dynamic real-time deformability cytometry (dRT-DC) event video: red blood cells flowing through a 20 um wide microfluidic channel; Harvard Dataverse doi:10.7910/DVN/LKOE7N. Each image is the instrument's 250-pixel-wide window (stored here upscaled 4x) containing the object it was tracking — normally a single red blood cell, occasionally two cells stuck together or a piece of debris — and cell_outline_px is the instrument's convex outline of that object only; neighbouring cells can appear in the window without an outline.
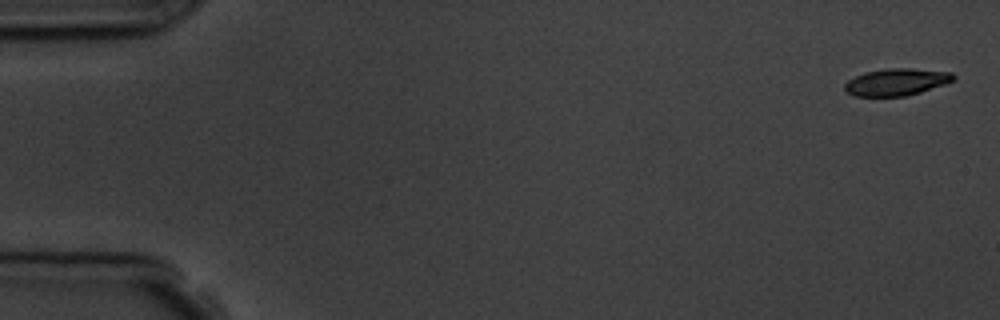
{"species": "common noctule bat (a hibernating species)", "species_latin": "Nyctalus noctula", "temperature_condition": "room temperature", "stored_images_in_passage": 5, "segment_of_instrument_passage": [2, 2], "camera_frame_rate_fps": 3000, "um_per_image_px": 0.085, "animal": {"sex": "male", "body_mass_g": 19.5, "forearm_length_mm": 54.6}, "frame": {"image": 1, "passage_image": 5, "time_ms": 5.667, "image_size_px": [1000, 320], "cell_outline_px": [[956, 76], [952, 80], [944, 84], [920, 92], [904, 96], [852, 96], [844, 88], [844, 84], [848, 80], [864, 72], [884, 68], [912, 68], [952, 72]], "centroid_in_image_um": [76.18, 6.96], "position_along_channel_um": 8.8, "area_um2": 17.11}}